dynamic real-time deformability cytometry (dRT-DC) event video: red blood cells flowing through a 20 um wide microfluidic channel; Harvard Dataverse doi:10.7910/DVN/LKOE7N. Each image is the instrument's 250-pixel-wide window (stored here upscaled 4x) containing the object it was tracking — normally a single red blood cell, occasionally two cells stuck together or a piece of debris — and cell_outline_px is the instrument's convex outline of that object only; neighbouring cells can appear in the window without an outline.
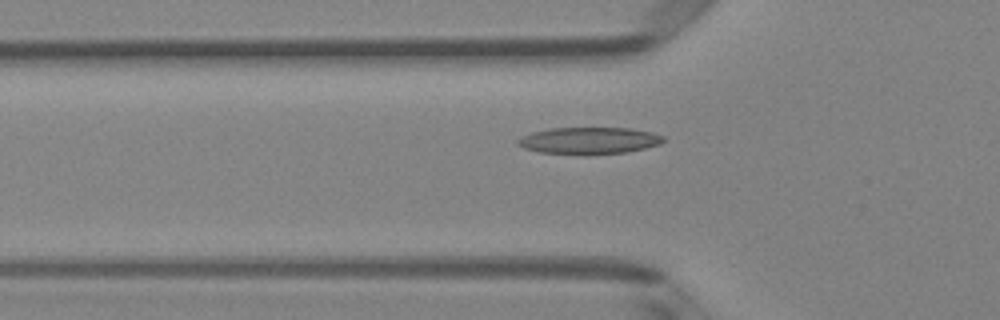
{"species": "Egyptian fruit bat (a non-hibernating species)", "species_latin": "Rousettus aegyptiacus", "temperature_condition": "room temperature", "stored_images_in_passage": 8, "segment_of_instrument_passage": [2, 2], "camera_frame_rate_fps": 3000, "um_per_image_px": 0.085, "animal": {"sex": "female"}, "frame": {"image": 1, "passage_image": 8, "time_ms": 2.333, "image_size_px": [1000, 320], "cell_outline_px": [[664, 140], [660, 144], [628, 152], [540, 152], [524, 148], [516, 144], [516, 140], [532, 132], [552, 128], [632, 128], [652, 132], [664, 136]], "centroid_in_image_um": [50.1, 11.91], "position_along_channel_um": 75.7, "area_um2": 21.85}}